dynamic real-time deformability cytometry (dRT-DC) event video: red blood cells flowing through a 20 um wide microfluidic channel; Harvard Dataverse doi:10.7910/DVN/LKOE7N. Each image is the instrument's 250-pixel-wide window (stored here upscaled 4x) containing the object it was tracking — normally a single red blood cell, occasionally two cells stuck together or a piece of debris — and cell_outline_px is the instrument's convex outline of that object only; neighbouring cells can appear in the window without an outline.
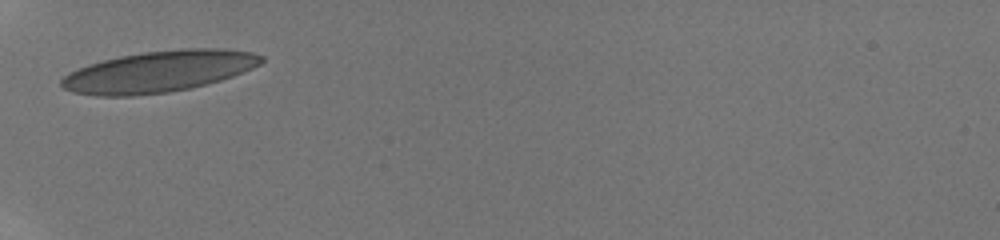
{"species": "human", "species_latin": "Homo sapiens", "temperature_condition": "room temperature", "stored_images_in_passage": 2, "camera_frame_rate_fps": 3000, "um_per_image_px": 0.085, "donor": {"sex": "male"}, "frame": {"image": 1, "passage_image": 1, "time_ms": 0.0, "image_size_px": [1000, 240], "cell_outline_px": [[264, 60], [260, 64], [252, 68], [232, 76], [208, 84], [168, 92], [132, 96], [96, 96], [72, 92], [64, 88], [60, 84], [60, 80], [64, 76], [88, 64], [120, 56], [144, 52], [184, 48], [224, 48], [252, 52], [264, 56]], "centroid_in_image_um": [13.52, 6.08], "position_along_channel_um": 71.5, "area_um2": 47.97}}